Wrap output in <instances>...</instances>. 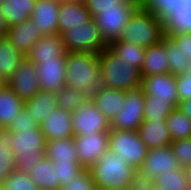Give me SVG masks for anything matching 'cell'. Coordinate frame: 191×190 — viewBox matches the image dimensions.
Here are the masks:
<instances>
[{
	"label": "cell",
	"mask_w": 191,
	"mask_h": 190,
	"mask_svg": "<svg viewBox=\"0 0 191 190\" xmlns=\"http://www.w3.org/2000/svg\"><path fill=\"white\" fill-rule=\"evenodd\" d=\"M164 34L191 33V6L182 5L163 17Z\"/></svg>",
	"instance_id": "28"
},
{
	"label": "cell",
	"mask_w": 191,
	"mask_h": 190,
	"mask_svg": "<svg viewBox=\"0 0 191 190\" xmlns=\"http://www.w3.org/2000/svg\"><path fill=\"white\" fill-rule=\"evenodd\" d=\"M182 166L177 162L170 145L149 149L140 169L146 172L149 178L156 179L167 172H175Z\"/></svg>",
	"instance_id": "14"
},
{
	"label": "cell",
	"mask_w": 191,
	"mask_h": 190,
	"mask_svg": "<svg viewBox=\"0 0 191 190\" xmlns=\"http://www.w3.org/2000/svg\"><path fill=\"white\" fill-rule=\"evenodd\" d=\"M180 4H182V5H190L191 6V0H180Z\"/></svg>",
	"instance_id": "52"
},
{
	"label": "cell",
	"mask_w": 191,
	"mask_h": 190,
	"mask_svg": "<svg viewBox=\"0 0 191 190\" xmlns=\"http://www.w3.org/2000/svg\"><path fill=\"white\" fill-rule=\"evenodd\" d=\"M110 190H133V189H132V187L129 185V186H126V187H117V188L110 189Z\"/></svg>",
	"instance_id": "51"
},
{
	"label": "cell",
	"mask_w": 191,
	"mask_h": 190,
	"mask_svg": "<svg viewBox=\"0 0 191 190\" xmlns=\"http://www.w3.org/2000/svg\"><path fill=\"white\" fill-rule=\"evenodd\" d=\"M66 50L59 34L42 36L32 47L27 58L38 64L40 61L61 57Z\"/></svg>",
	"instance_id": "22"
},
{
	"label": "cell",
	"mask_w": 191,
	"mask_h": 190,
	"mask_svg": "<svg viewBox=\"0 0 191 190\" xmlns=\"http://www.w3.org/2000/svg\"><path fill=\"white\" fill-rule=\"evenodd\" d=\"M145 99L142 86L125 91L123 109L112 120L111 128L137 131L144 121Z\"/></svg>",
	"instance_id": "9"
},
{
	"label": "cell",
	"mask_w": 191,
	"mask_h": 190,
	"mask_svg": "<svg viewBox=\"0 0 191 190\" xmlns=\"http://www.w3.org/2000/svg\"><path fill=\"white\" fill-rule=\"evenodd\" d=\"M6 30H7V26L4 22L2 15H1V12H0V37L5 36Z\"/></svg>",
	"instance_id": "49"
},
{
	"label": "cell",
	"mask_w": 191,
	"mask_h": 190,
	"mask_svg": "<svg viewBox=\"0 0 191 190\" xmlns=\"http://www.w3.org/2000/svg\"><path fill=\"white\" fill-rule=\"evenodd\" d=\"M92 18L83 1H61L58 13V34L69 31L71 27L82 26Z\"/></svg>",
	"instance_id": "19"
},
{
	"label": "cell",
	"mask_w": 191,
	"mask_h": 190,
	"mask_svg": "<svg viewBox=\"0 0 191 190\" xmlns=\"http://www.w3.org/2000/svg\"><path fill=\"white\" fill-rule=\"evenodd\" d=\"M134 0H84L85 7L92 17L99 14V9L128 7Z\"/></svg>",
	"instance_id": "42"
},
{
	"label": "cell",
	"mask_w": 191,
	"mask_h": 190,
	"mask_svg": "<svg viewBox=\"0 0 191 190\" xmlns=\"http://www.w3.org/2000/svg\"><path fill=\"white\" fill-rule=\"evenodd\" d=\"M79 163L89 169L108 151L109 132L91 133L90 135L73 136Z\"/></svg>",
	"instance_id": "12"
},
{
	"label": "cell",
	"mask_w": 191,
	"mask_h": 190,
	"mask_svg": "<svg viewBox=\"0 0 191 190\" xmlns=\"http://www.w3.org/2000/svg\"><path fill=\"white\" fill-rule=\"evenodd\" d=\"M99 61V53L66 52V86L80 91L86 100L96 97L102 87Z\"/></svg>",
	"instance_id": "1"
},
{
	"label": "cell",
	"mask_w": 191,
	"mask_h": 190,
	"mask_svg": "<svg viewBox=\"0 0 191 190\" xmlns=\"http://www.w3.org/2000/svg\"><path fill=\"white\" fill-rule=\"evenodd\" d=\"M137 132L148 150L167 146L172 142L166 121H143Z\"/></svg>",
	"instance_id": "20"
},
{
	"label": "cell",
	"mask_w": 191,
	"mask_h": 190,
	"mask_svg": "<svg viewBox=\"0 0 191 190\" xmlns=\"http://www.w3.org/2000/svg\"><path fill=\"white\" fill-rule=\"evenodd\" d=\"M108 48L122 61L140 70L143 66L145 48L136 46L128 41L116 40L108 45Z\"/></svg>",
	"instance_id": "31"
},
{
	"label": "cell",
	"mask_w": 191,
	"mask_h": 190,
	"mask_svg": "<svg viewBox=\"0 0 191 190\" xmlns=\"http://www.w3.org/2000/svg\"><path fill=\"white\" fill-rule=\"evenodd\" d=\"M171 141L191 137V119L179 107L173 109L166 119Z\"/></svg>",
	"instance_id": "33"
},
{
	"label": "cell",
	"mask_w": 191,
	"mask_h": 190,
	"mask_svg": "<svg viewBox=\"0 0 191 190\" xmlns=\"http://www.w3.org/2000/svg\"><path fill=\"white\" fill-rule=\"evenodd\" d=\"M180 110L191 119V98L179 102Z\"/></svg>",
	"instance_id": "48"
},
{
	"label": "cell",
	"mask_w": 191,
	"mask_h": 190,
	"mask_svg": "<svg viewBox=\"0 0 191 190\" xmlns=\"http://www.w3.org/2000/svg\"><path fill=\"white\" fill-rule=\"evenodd\" d=\"M46 138L41 126L33 130L12 132L11 152L15 156L16 169L29 174L45 156Z\"/></svg>",
	"instance_id": "4"
},
{
	"label": "cell",
	"mask_w": 191,
	"mask_h": 190,
	"mask_svg": "<svg viewBox=\"0 0 191 190\" xmlns=\"http://www.w3.org/2000/svg\"><path fill=\"white\" fill-rule=\"evenodd\" d=\"M39 125L33 122L30 112L24 107L22 110L14 117V120L9 125L8 129L12 132L33 130L38 128Z\"/></svg>",
	"instance_id": "44"
},
{
	"label": "cell",
	"mask_w": 191,
	"mask_h": 190,
	"mask_svg": "<svg viewBox=\"0 0 191 190\" xmlns=\"http://www.w3.org/2000/svg\"><path fill=\"white\" fill-rule=\"evenodd\" d=\"M184 169H185V174L188 178V183H189L190 189H191V163L188 164L187 166H185Z\"/></svg>",
	"instance_id": "50"
},
{
	"label": "cell",
	"mask_w": 191,
	"mask_h": 190,
	"mask_svg": "<svg viewBox=\"0 0 191 190\" xmlns=\"http://www.w3.org/2000/svg\"><path fill=\"white\" fill-rule=\"evenodd\" d=\"M170 146L177 162L182 167L191 163V137L172 141Z\"/></svg>",
	"instance_id": "41"
},
{
	"label": "cell",
	"mask_w": 191,
	"mask_h": 190,
	"mask_svg": "<svg viewBox=\"0 0 191 190\" xmlns=\"http://www.w3.org/2000/svg\"><path fill=\"white\" fill-rule=\"evenodd\" d=\"M25 57L5 36L0 37V79L4 84L11 78Z\"/></svg>",
	"instance_id": "26"
},
{
	"label": "cell",
	"mask_w": 191,
	"mask_h": 190,
	"mask_svg": "<svg viewBox=\"0 0 191 190\" xmlns=\"http://www.w3.org/2000/svg\"><path fill=\"white\" fill-rule=\"evenodd\" d=\"M99 58L102 86L122 91L141 86L140 70L120 60L108 47L99 52Z\"/></svg>",
	"instance_id": "3"
},
{
	"label": "cell",
	"mask_w": 191,
	"mask_h": 190,
	"mask_svg": "<svg viewBox=\"0 0 191 190\" xmlns=\"http://www.w3.org/2000/svg\"><path fill=\"white\" fill-rule=\"evenodd\" d=\"M47 141L73 137L72 113L55 108L40 125Z\"/></svg>",
	"instance_id": "18"
},
{
	"label": "cell",
	"mask_w": 191,
	"mask_h": 190,
	"mask_svg": "<svg viewBox=\"0 0 191 190\" xmlns=\"http://www.w3.org/2000/svg\"><path fill=\"white\" fill-rule=\"evenodd\" d=\"M24 108V101L6 84L0 87V128H8Z\"/></svg>",
	"instance_id": "27"
},
{
	"label": "cell",
	"mask_w": 191,
	"mask_h": 190,
	"mask_svg": "<svg viewBox=\"0 0 191 190\" xmlns=\"http://www.w3.org/2000/svg\"><path fill=\"white\" fill-rule=\"evenodd\" d=\"M24 107L30 112L33 122L40 126L46 117L57 108L55 93L39 91L24 102Z\"/></svg>",
	"instance_id": "24"
},
{
	"label": "cell",
	"mask_w": 191,
	"mask_h": 190,
	"mask_svg": "<svg viewBox=\"0 0 191 190\" xmlns=\"http://www.w3.org/2000/svg\"><path fill=\"white\" fill-rule=\"evenodd\" d=\"M141 4L163 18L179 6L180 0H141Z\"/></svg>",
	"instance_id": "43"
},
{
	"label": "cell",
	"mask_w": 191,
	"mask_h": 190,
	"mask_svg": "<svg viewBox=\"0 0 191 190\" xmlns=\"http://www.w3.org/2000/svg\"><path fill=\"white\" fill-rule=\"evenodd\" d=\"M109 148L117 157L122 158L128 165L140 168L147 155V147L140 139L137 131L120 129L109 130Z\"/></svg>",
	"instance_id": "6"
},
{
	"label": "cell",
	"mask_w": 191,
	"mask_h": 190,
	"mask_svg": "<svg viewBox=\"0 0 191 190\" xmlns=\"http://www.w3.org/2000/svg\"><path fill=\"white\" fill-rule=\"evenodd\" d=\"M140 72L142 76L170 73L169 59L167 58L165 45L162 41L146 48Z\"/></svg>",
	"instance_id": "23"
},
{
	"label": "cell",
	"mask_w": 191,
	"mask_h": 190,
	"mask_svg": "<svg viewBox=\"0 0 191 190\" xmlns=\"http://www.w3.org/2000/svg\"><path fill=\"white\" fill-rule=\"evenodd\" d=\"M130 186L133 190H155V181L145 171L137 168L132 174Z\"/></svg>",
	"instance_id": "45"
},
{
	"label": "cell",
	"mask_w": 191,
	"mask_h": 190,
	"mask_svg": "<svg viewBox=\"0 0 191 190\" xmlns=\"http://www.w3.org/2000/svg\"><path fill=\"white\" fill-rule=\"evenodd\" d=\"M162 43L165 45L166 55L169 59L170 74L177 75L186 72L189 69V59L183 55L179 48L167 35L162 38Z\"/></svg>",
	"instance_id": "35"
},
{
	"label": "cell",
	"mask_w": 191,
	"mask_h": 190,
	"mask_svg": "<svg viewBox=\"0 0 191 190\" xmlns=\"http://www.w3.org/2000/svg\"><path fill=\"white\" fill-rule=\"evenodd\" d=\"M5 84L24 102L27 101L41 91L36 64L25 57Z\"/></svg>",
	"instance_id": "11"
},
{
	"label": "cell",
	"mask_w": 191,
	"mask_h": 190,
	"mask_svg": "<svg viewBox=\"0 0 191 190\" xmlns=\"http://www.w3.org/2000/svg\"><path fill=\"white\" fill-rule=\"evenodd\" d=\"M2 185L8 190H39L30 174L17 169L6 177Z\"/></svg>",
	"instance_id": "38"
},
{
	"label": "cell",
	"mask_w": 191,
	"mask_h": 190,
	"mask_svg": "<svg viewBox=\"0 0 191 190\" xmlns=\"http://www.w3.org/2000/svg\"><path fill=\"white\" fill-rule=\"evenodd\" d=\"M36 0H6L0 4V12L8 27L29 19Z\"/></svg>",
	"instance_id": "25"
},
{
	"label": "cell",
	"mask_w": 191,
	"mask_h": 190,
	"mask_svg": "<svg viewBox=\"0 0 191 190\" xmlns=\"http://www.w3.org/2000/svg\"><path fill=\"white\" fill-rule=\"evenodd\" d=\"M60 1H66V2H77V1H84V0H60Z\"/></svg>",
	"instance_id": "53"
},
{
	"label": "cell",
	"mask_w": 191,
	"mask_h": 190,
	"mask_svg": "<svg viewBox=\"0 0 191 190\" xmlns=\"http://www.w3.org/2000/svg\"><path fill=\"white\" fill-rule=\"evenodd\" d=\"M174 108L176 107L170 100L156 99V96L146 95L144 121H166Z\"/></svg>",
	"instance_id": "34"
},
{
	"label": "cell",
	"mask_w": 191,
	"mask_h": 190,
	"mask_svg": "<svg viewBox=\"0 0 191 190\" xmlns=\"http://www.w3.org/2000/svg\"><path fill=\"white\" fill-rule=\"evenodd\" d=\"M61 190H96L90 169H84L65 184Z\"/></svg>",
	"instance_id": "40"
},
{
	"label": "cell",
	"mask_w": 191,
	"mask_h": 190,
	"mask_svg": "<svg viewBox=\"0 0 191 190\" xmlns=\"http://www.w3.org/2000/svg\"><path fill=\"white\" fill-rule=\"evenodd\" d=\"M53 164L60 188L85 169L79 162L76 161L53 162Z\"/></svg>",
	"instance_id": "39"
},
{
	"label": "cell",
	"mask_w": 191,
	"mask_h": 190,
	"mask_svg": "<svg viewBox=\"0 0 191 190\" xmlns=\"http://www.w3.org/2000/svg\"><path fill=\"white\" fill-rule=\"evenodd\" d=\"M188 71L191 72V61H190V63H189V69H188Z\"/></svg>",
	"instance_id": "55"
},
{
	"label": "cell",
	"mask_w": 191,
	"mask_h": 190,
	"mask_svg": "<svg viewBox=\"0 0 191 190\" xmlns=\"http://www.w3.org/2000/svg\"><path fill=\"white\" fill-rule=\"evenodd\" d=\"M164 34L163 18L142 4L133 12L118 40L148 48L159 43Z\"/></svg>",
	"instance_id": "2"
},
{
	"label": "cell",
	"mask_w": 191,
	"mask_h": 190,
	"mask_svg": "<svg viewBox=\"0 0 191 190\" xmlns=\"http://www.w3.org/2000/svg\"><path fill=\"white\" fill-rule=\"evenodd\" d=\"M0 190H8V189L5 188L3 185H0Z\"/></svg>",
	"instance_id": "54"
},
{
	"label": "cell",
	"mask_w": 191,
	"mask_h": 190,
	"mask_svg": "<svg viewBox=\"0 0 191 190\" xmlns=\"http://www.w3.org/2000/svg\"><path fill=\"white\" fill-rule=\"evenodd\" d=\"M11 141L12 131L8 128H0V185L16 170L15 156L11 152Z\"/></svg>",
	"instance_id": "32"
},
{
	"label": "cell",
	"mask_w": 191,
	"mask_h": 190,
	"mask_svg": "<svg viewBox=\"0 0 191 190\" xmlns=\"http://www.w3.org/2000/svg\"><path fill=\"white\" fill-rule=\"evenodd\" d=\"M154 181L155 190H191L184 167L175 172L160 175Z\"/></svg>",
	"instance_id": "36"
},
{
	"label": "cell",
	"mask_w": 191,
	"mask_h": 190,
	"mask_svg": "<svg viewBox=\"0 0 191 190\" xmlns=\"http://www.w3.org/2000/svg\"><path fill=\"white\" fill-rule=\"evenodd\" d=\"M92 101L104 116L112 122L114 117L123 109L125 91L102 86Z\"/></svg>",
	"instance_id": "21"
},
{
	"label": "cell",
	"mask_w": 191,
	"mask_h": 190,
	"mask_svg": "<svg viewBox=\"0 0 191 190\" xmlns=\"http://www.w3.org/2000/svg\"><path fill=\"white\" fill-rule=\"evenodd\" d=\"M60 0H36L30 17L40 29L42 36L58 34Z\"/></svg>",
	"instance_id": "17"
},
{
	"label": "cell",
	"mask_w": 191,
	"mask_h": 190,
	"mask_svg": "<svg viewBox=\"0 0 191 190\" xmlns=\"http://www.w3.org/2000/svg\"><path fill=\"white\" fill-rule=\"evenodd\" d=\"M5 37L19 52L27 57L34 44L42 35L35 22L29 18L20 24L8 27Z\"/></svg>",
	"instance_id": "16"
},
{
	"label": "cell",
	"mask_w": 191,
	"mask_h": 190,
	"mask_svg": "<svg viewBox=\"0 0 191 190\" xmlns=\"http://www.w3.org/2000/svg\"><path fill=\"white\" fill-rule=\"evenodd\" d=\"M29 174L39 190H61L53 161L46 156L42 158L38 165L33 166Z\"/></svg>",
	"instance_id": "30"
},
{
	"label": "cell",
	"mask_w": 191,
	"mask_h": 190,
	"mask_svg": "<svg viewBox=\"0 0 191 190\" xmlns=\"http://www.w3.org/2000/svg\"><path fill=\"white\" fill-rule=\"evenodd\" d=\"M191 61V33L167 35Z\"/></svg>",
	"instance_id": "47"
},
{
	"label": "cell",
	"mask_w": 191,
	"mask_h": 190,
	"mask_svg": "<svg viewBox=\"0 0 191 190\" xmlns=\"http://www.w3.org/2000/svg\"><path fill=\"white\" fill-rule=\"evenodd\" d=\"M2 85H4V83L1 81V79H0V87L2 86Z\"/></svg>",
	"instance_id": "56"
},
{
	"label": "cell",
	"mask_w": 191,
	"mask_h": 190,
	"mask_svg": "<svg viewBox=\"0 0 191 190\" xmlns=\"http://www.w3.org/2000/svg\"><path fill=\"white\" fill-rule=\"evenodd\" d=\"M61 38L66 52L99 53L108 47L93 17L82 26L71 27L69 31L61 34Z\"/></svg>",
	"instance_id": "7"
},
{
	"label": "cell",
	"mask_w": 191,
	"mask_h": 190,
	"mask_svg": "<svg viewBox=\"0 0 191 190\" xmlns=\"http://www.w3.org/2000/svg\"><path fill=\"white\" fill-rule=\"evenodd\" d=\"M141 86L145 95L156 96V99L170 100L175 107L179 106L176 75L165 73L142 76Z\"/></svg>",
	"instance_id": "15"
},
{
	"label": "cell",
	"mask_w": 191,
	"mask_h": 190,
	"mask_svg": "<svg viewBox=\"0 0 191 190\" xmlns=\"http://www.w3.org/2000/svg\"><path fill=\"white\" fill-rule=\"evenodd\" d=\"M66 52L61 57L36 64L41 91L56 93L66 86Z\"/></svg>",
	"instance_id": "13"
},
{
	"label": "cell",
	"mask_w": 191,
	"mask_h": 190,
	"mask_svg": "<svg viewBox=\"0 0 191 190\" xmlns=\"http://www.w3.org/2000/svg\"><path fill=\"white\" fill-rule=\"evenodd\" d=\"M45 156L53 162H79L73 137L47 141Z\"/></svg>",
	"instance_id": "29"
},
{
	"label": "cell",
	"mask_w": 191,
	"mask_h": 190,
	"mask_svg": "<svg viewBox=\"0 0 191 190\" xmlns=\"http://www.w3.org/2000/svg\"><path fill=\"white\" fill-rule=\"evenodd\" d=\"M96 190H110L117 187H126L131 184L135 170L116 153L105 152L92 167L89 168Z\"/></svg>",
	"instance_id": "5"
},
{
	"label": "cell",
	"mask_w": 191,
	"mask_h": 190,
	"mask_svg": "<svg viewBox=\"0 0 191 190\" xmlns=\"http://www.w3.org/2000/svg\"><path fill=\"white\" fill-rule=\"evenodd\" d=\"M140 5L141 0H134L128 7L99 9V14L94 16L93 19L107 45L118 40L122 29L127 25L131 15Z\"/></svg>",
	"instance_id": "8"
},
{
	"label": "cell",
	"mask_w": 191,
	"mask_h": 190,
	"mask_svg": "<svg viewBox=\"0 0 191 190\" xmlns=\"http://www.w3.org/2000/svg\"><path fill=\"white\" fill-rule=\"evenodd\" d=\"M57 108L64 111L74 112L79 106L87 100L82 96L80 91L65 86L55 93Z\"/></svg>",
	"instance_id": "37"
},
{
	"label": "cell",
	"mask_w": 191,
	"mask_h": 190,
	"mask_svg": "<svg viewBox=\"0 0 191 190\" xmlns=\"http://www.w3.org/2000/svg\"><path fill=\"white\" fill-rule=\"evenodd\" d=\"M72 127L74 136L90 135L91 133L109 132L111 122L92 100H87L72 112Z\"/></svg>",
	"instance_id": "10"
},
{
	"label": "cell",
	"mask_w": 191,
	"mask_h": 190,
	"mask_svg": "<svg viewBox=\"0 0 191 190\" xmlns=\"http://www.w3.org/2000/svg\"><path fill=\"white\" fill-rule=\"evenodd\" d=\"M177 93L180 102L191 98V72L186 71L176 75Z\"/></svg>",
	"instance_id": "46"
}]
</instances>
